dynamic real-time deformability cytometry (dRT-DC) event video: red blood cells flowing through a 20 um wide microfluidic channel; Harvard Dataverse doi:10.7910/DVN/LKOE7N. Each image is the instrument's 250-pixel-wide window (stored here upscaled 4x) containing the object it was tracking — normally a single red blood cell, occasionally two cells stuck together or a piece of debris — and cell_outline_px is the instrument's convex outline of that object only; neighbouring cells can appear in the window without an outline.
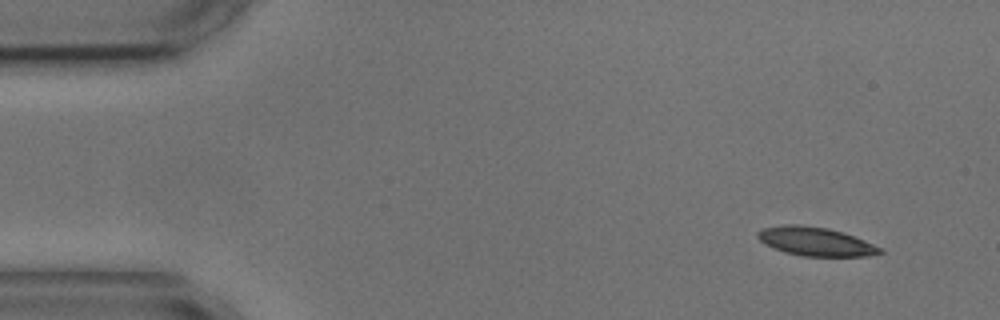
{"species": "common noctule bat (a hibernating species)", "species_latin": "Nyctalus noctula", "temperature_condition": "cold", "stored_images_in_passage": 4, "camera_frame_rate_fps": 3000, "um_per_image_px": 0.085, "animal": {"sex": "male", "body_mass_g": 17.9, "forearm_length_mm": 54.2}, "frame": {"image": 1, "passage_image": 1, "time_ms": 0.0, "image_size_px": [1000, 320], "cell_outline_px": [[884, 252], [868, 256], [800, 256], [784, 252], [764, 244], [756, 236], [756, 232], [760, 228], [784, 224], [800, 224], [828, 228], [844, 232], [884, 248]], "centroid_in_image_um": [69.3, 20.52], "position_along_channel_um": 15.7, "area_um2": 20.81}}
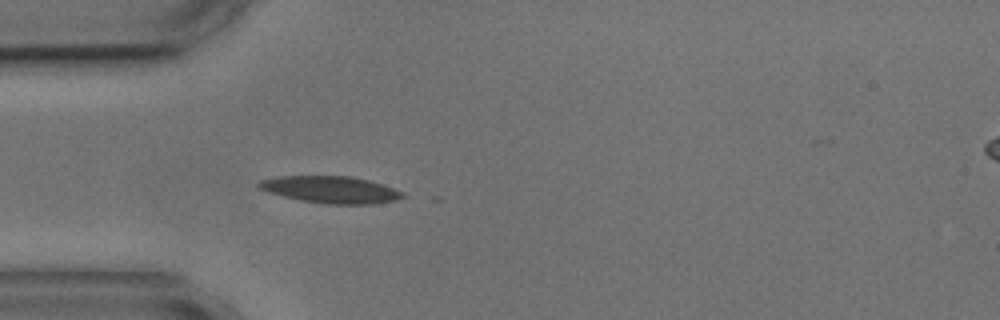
{"frame": {"image": 2, "passage_image": 4, "time_ms": 3.667, "image_size_px": [1000, 320], "cell_outline_px": [[408, 196], [396, 200], [376, 204], [328, 204], [300, 200], [268, 192], [260, 188], [256, 184], [260, 180], [276, 176], [352, 176], [368, 180], [404, 192]], "centroid_in_image_um": [28.13, 16.12], "position_along_channel_um": 56.9, "area_um2": 22.6}}